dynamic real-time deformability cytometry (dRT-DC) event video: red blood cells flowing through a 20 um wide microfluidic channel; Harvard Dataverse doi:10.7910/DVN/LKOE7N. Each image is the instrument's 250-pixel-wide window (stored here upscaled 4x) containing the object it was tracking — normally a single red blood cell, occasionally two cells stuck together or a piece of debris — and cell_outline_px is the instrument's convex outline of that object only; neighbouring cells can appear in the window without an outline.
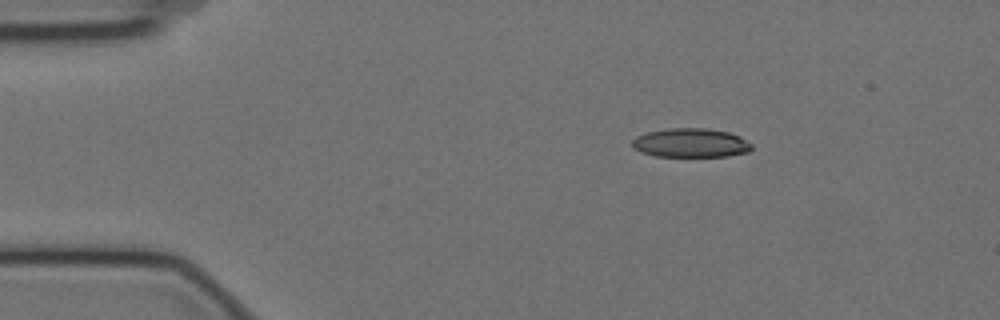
{"species": "Egyptian fruit bat (a non-hibernating species)", "species_latin": "Rousettus aegyptiacus", "temperature_condition": "cold", "stored_images_in_passage": 3, "camera_frame_rate_fps": 3000, "um_per_image_px": 0.085, "animal": {"sex": "female"}, "frame": {"image": 1, "passage_image": 1, "time_ms": 0.0, "image_size_px": [1000, 320], "cell_outline_px": [[752, 148], [748, 152], [728, 156], [656, 156], [640, 152], [632, 148], [632, 140], [636, 136], [648, 132], [668, 128], [708, 128], [728, 132], [740, 136], [752, 144]], "centroid_in_image_um": [58.7, 12.14], "position_along_channel_um": 26.3, "area_um2": 20.29}}